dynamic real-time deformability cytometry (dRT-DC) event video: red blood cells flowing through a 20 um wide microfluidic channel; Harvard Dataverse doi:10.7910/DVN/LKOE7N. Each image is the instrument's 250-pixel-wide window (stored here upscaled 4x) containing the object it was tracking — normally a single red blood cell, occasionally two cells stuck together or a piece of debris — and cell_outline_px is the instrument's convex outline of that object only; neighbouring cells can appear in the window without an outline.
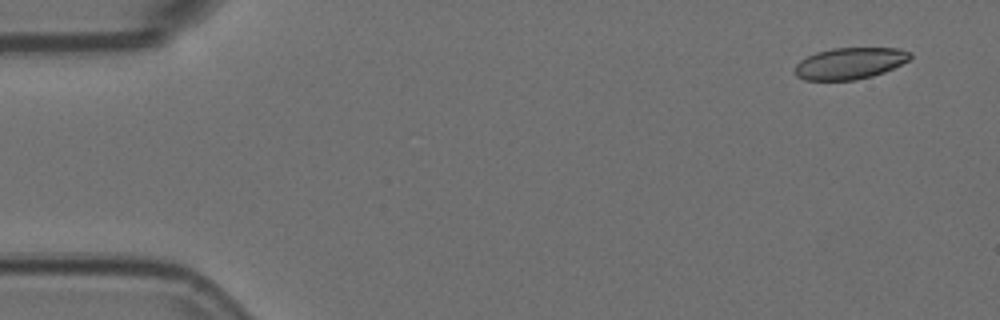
{"species": "Egyptian fruit bat (a non-hibernating species)", "species_latin": "Rousettus aegyptiacus", "temperature_condition": "room temperature", "stored_images_in_passage": 8, "camera_frame_rate_fps": 3000, "um_per_image_px": 0.085, "animal": {"sex": "female"}, "frame": {"image": 1, "passage_image": 1, "time_ms": 0.0, "image_size_px": [1000, 320], "cell_outline_px": [[912, 56], [908, 60], [884, 72], [872, 76], [856, 80], [804, 80], [796, 76], [796, 64], [800, 60], [816, 52], [832, 48], [900, 48], [912, 52]], "centroid_in_image_um": [72.24, 5.38], "position_along_channel_um": 12.8, "area_um2": 21.15}}
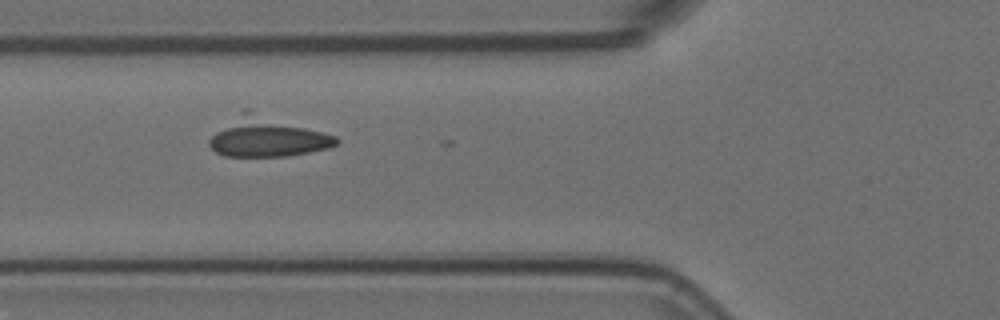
{"frame": {"image": 2, "passage_image": 6, "time_ms": 1.667, "image_size_px": [1000, 320], "cell_outline_px": [[340, 140], [336, 144], [328, 148], [288, 156], [224, 156], [216, 152], [208, 144], [208, 140], [216, 132], [244, 108], [248, 108], [336, 136]], "centroid_in_image_um": [22.71, 11.62], "position_along_channel_um": 103.1, "area_um2": 29.25}}
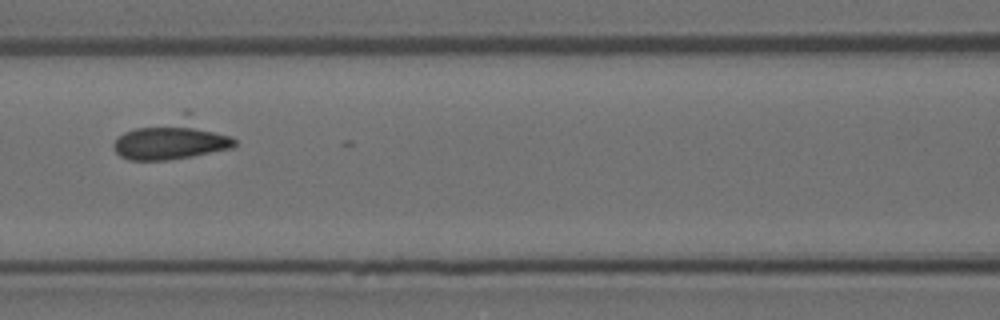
{"frame": {"image": 3, "passage_image": 7, "time_ms": 2.0, "image_size_px": [1000, 320], "cell_outline_px": [[236, 144], [232, 148], [192, 156], [168, 160], [132, 160], [120, 156], [112, 148], [112, 144], [124, 132], [188, 108], [232, 136], [236, 140]], "centroid_in_image_um": [14.71, 11.77], "position_along_channel_um": 151.9, "area_um2": 29.42}}